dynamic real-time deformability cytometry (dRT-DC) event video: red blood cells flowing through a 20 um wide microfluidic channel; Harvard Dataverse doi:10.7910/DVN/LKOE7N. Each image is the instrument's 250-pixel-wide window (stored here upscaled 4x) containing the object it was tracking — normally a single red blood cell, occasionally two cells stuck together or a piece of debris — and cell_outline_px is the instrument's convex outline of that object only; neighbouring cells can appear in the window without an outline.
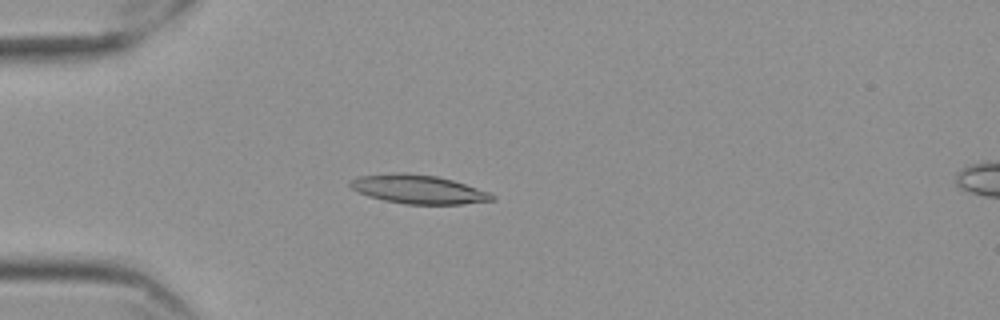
{"species": "Egyptian fruit bat (a non-hibernating species)", "species_latin": "Rousettus aegyptiacus", "temperature_condition": "cold", "stored_images_in_passage": 45, "camera_frame_rate_fps": 3000, "um_per_image_px": 0.085, "frame": {"image": 1, "passage_image": 4, "time_ms": 1.0, "image_size_px": [1000, 320], "cell_outline_px": [[496, 200], [460, 204], [408, 204], [384, 200], [368, 196], [352, 188], [348, 184], [348, 180], [356, 176], [396, 172], [400, 172], [436, 176], [452, 180], [488, 192], [496, 196]], "centroid_in_image_um": [35.51, 16.08], "position_along_channel_um": 49.5, "area_um2": 23.7}}
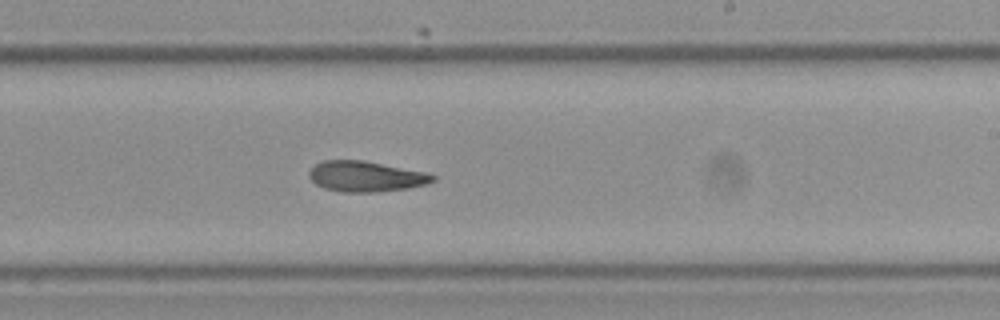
{"frame": {"image": 2, "passage_image": 23, "time_ms": 7.333, "image_size_px": [1000, 320], "cell_outline_px": [[436, 180], [428, 184], [408, 188], [376, 192], [344, 192], [324, 188], [316, 184], [308, 176], [308, 172], [316, 164], [324, 160], [364, 160], [424, 172], [436, 176]], "centroid_in_image_um": [31.1, 15.0], "position_along_channel_um": 257.9, "area_um2": 21.96}}
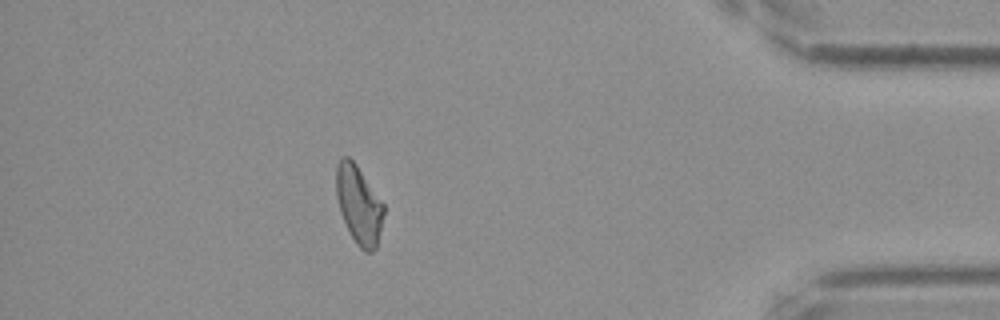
{"frame": {"image": 3, "passage_image": 39, "time_ms": 12.667, "image_size_px": [1000, 320], "cell_outline_px": [[384, 212], [376, 248], [372, 252], [364, 252], [356, 244], [340, 212], [336, 196], [336, 164], [344, 156], [348, 156], [356, 164], [384, 204]], "centroid_in_image_um": [30.49, 17.4], "position_along_channel_um": 404.7, "area_um2": 21.44}, "authors_computed_cell_mechanics": {"area_um2": 21.964, "velocity_mm_per_s": 3.5387, "shape_relaxation_time_tau1_ms": null, "shape_relaxation_time_tau2_ms": 10.2552, "deformation_change_tau1": null, "deformation_change_tau2": 0.1994}}